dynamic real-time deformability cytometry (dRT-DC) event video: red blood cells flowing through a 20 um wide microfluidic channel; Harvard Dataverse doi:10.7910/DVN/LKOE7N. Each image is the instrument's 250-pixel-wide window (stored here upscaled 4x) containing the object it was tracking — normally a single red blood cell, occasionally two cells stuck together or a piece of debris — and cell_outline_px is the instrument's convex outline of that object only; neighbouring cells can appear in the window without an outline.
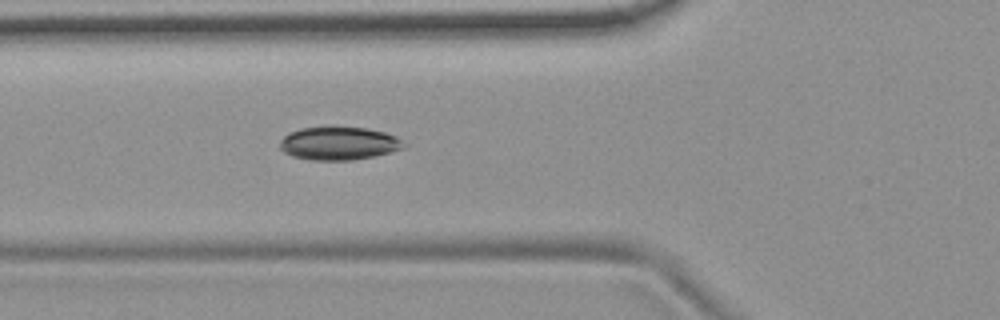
{"species": "common noctule bat (a hibernating species)", "species_latin": "Nyctalus noctula", "temperature_condition": "room temperature", "stored_images_in_passage": 4, "camera_frame_rate_fps": 3000, "um_per_image_px": 0.085, "animal": {"sex": "female", "body_mass_g": 19.9}, "frame": {"image": 1, "passage_image": 4, "time_ms": 1.0, "image_size_px": [1000, 320], "cell_outline_px": [[408, 144], [404, 148], [372, 156], [352, 160], [308, 160], [292, 156], [284, 152], [280, 148], [280, 140], [288, 132], [300, 128], [332, 124], [368, 128], [384, 132], [396, 136]], "centroid_in_image_um": [28.77, 12.14], "position_along_channel_um": 97.0, "area_um2": 24.74}}